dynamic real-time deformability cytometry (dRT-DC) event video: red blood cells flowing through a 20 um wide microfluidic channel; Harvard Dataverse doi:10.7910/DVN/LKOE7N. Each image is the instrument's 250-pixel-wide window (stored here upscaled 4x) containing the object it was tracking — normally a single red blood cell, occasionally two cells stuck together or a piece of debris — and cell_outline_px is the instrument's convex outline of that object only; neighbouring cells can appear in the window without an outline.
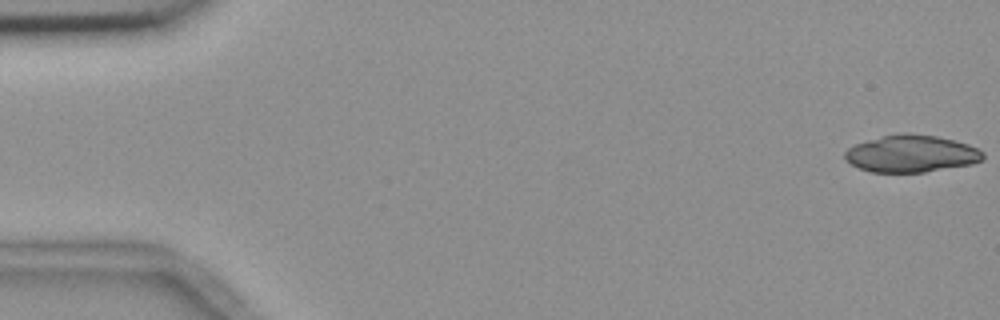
{"species": "common noctule bat (a hibernating species)", "species_latin": "Nyctalus noctula", "temperature_condition": "room temperature", "stored_images_in_passage": 19, "camera_frame_rate_fps": 3000, "um_per_image_px": 0.085, "animal": {"sex": "female", "body_mass_g": 18.4}, "frame": {"image": 1, "passage_image": 1, "time_ms": 0.0, "image_size_px": [1000, 320], "cell_outline_px": [[984, 156], [980, 160], [972, 164], [924, 172], [872, 172], [860, 168], [844, 160], [844, 152], [848, 148], [856, 144], [868, 140], [884, 136], [904, 132], [908, 132], [936, 136], [968, 144], [984, 152]], "centroid_in_image_um": [77.44, 13.06], "position_along_channel_um": 7.6, "area_um2": 29.71}}